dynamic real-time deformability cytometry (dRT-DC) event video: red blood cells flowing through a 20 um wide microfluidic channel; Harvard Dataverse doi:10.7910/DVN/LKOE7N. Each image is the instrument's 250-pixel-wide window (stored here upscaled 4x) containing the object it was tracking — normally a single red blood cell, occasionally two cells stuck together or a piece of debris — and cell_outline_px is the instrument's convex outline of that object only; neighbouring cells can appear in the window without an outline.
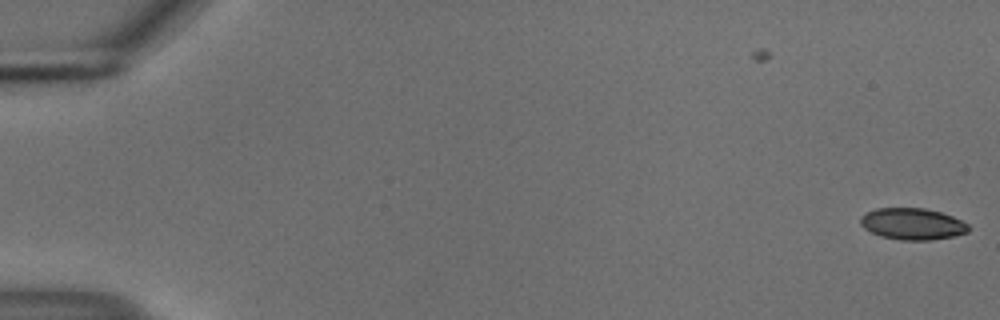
{"species": "common noctule bat (a hibernating species)", "species_latin": "Nyctalus noctula", "temperature_condition": "cold", "stored_images_in_passage": 6, "camera_frame_rate_fps": 3000, "um_per_image_px": 0.085, "animal": {"sex": "male", "body_mass_g": 18.8}, "frame": {"image": 1, "passage_image": 6, "time_ms": 1.667, "image_size_px": [1000, 320], "cell_outline_px": [[968, 232], [952, 236], [932, 240], [900, 240], [880, 236], [864, 228], [860, 224], [860, 216], [876, 208], [924, 208], [940, 212], [952, 216], [968, 224]], "centroid_in_image_um": [77.53, 19.03], "position_along_channel_um": 7.5, "area_um2": 19.77}}